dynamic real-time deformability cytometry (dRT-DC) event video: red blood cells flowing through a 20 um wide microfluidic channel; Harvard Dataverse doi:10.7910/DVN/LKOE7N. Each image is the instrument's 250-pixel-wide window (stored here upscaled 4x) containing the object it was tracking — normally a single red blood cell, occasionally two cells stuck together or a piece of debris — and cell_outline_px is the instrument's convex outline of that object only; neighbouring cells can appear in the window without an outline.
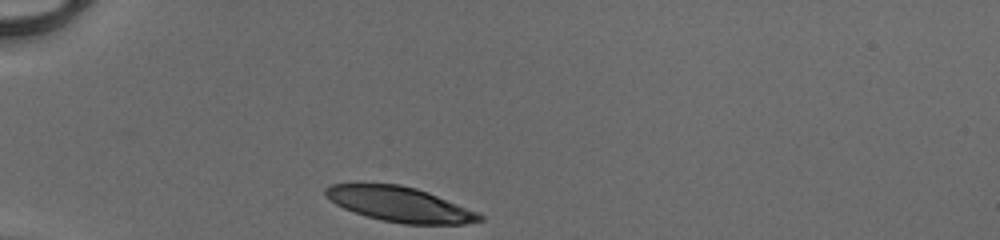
{"species": "human", "species_latin": "Homo sapiens", "temperature_condition": "cold", "stored_images_in_passage": 29, "camera_frame_rate_fps": 3000, "um_per_image_px": 0.085, "donor": {"sex": "male"}, "frame": {"image": 1, "passage_image": 1, "time_ms": 0.0, "image_size_px": [1000, 240], "cell_outline_px": [[484, 220], [464, 224], [404, 224], [380, 220], [344, 208], [336, 204], [324, 196], [324, 188], [332, 184], [400, 184], [416, 188], [428, 192], [480, 212], [484, 216]], "centroid_in_image_um": [34.03, 17.37], "position_along_channel_um": 51.0, "area_um2": 31.39}}
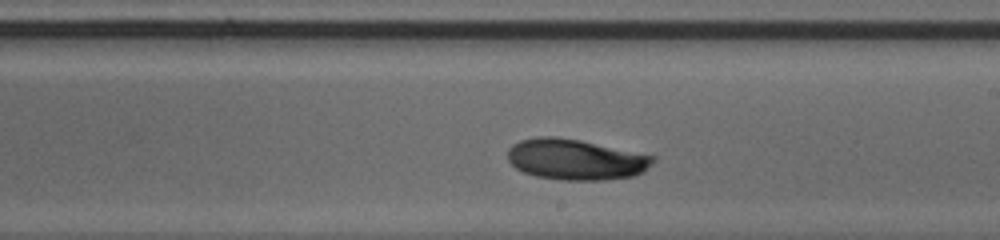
{"frame": {"image": 2, "passage_image": 17, "time_ms": 5.333, "image_size_px": [1000, 240], "cell_outline_px": [[656, 160], [644, 172], [636, 176], [604, 180], [560, 180], [536, 176], [524, 172], [516, 168], [508, 160], [508, 148], [512, 144], [520, 140], [536, 136], [556, 136], [580, 140], [656, 156]], "centroid_in_image_um": [48.95, 13.55], "position_along_channel_um": 240.1, "area_um2": 34.85}}
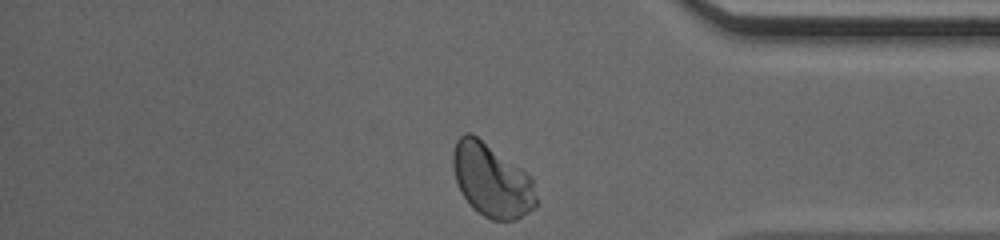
{"frame": {"image": 3, "passage_image": 29, "time_ms": 9.333, "image_size_px": [1000, 240], "cell_outline_px": [[536, 208], [516, 220], [492, 220], [484, 216], [472, 208], [464, 196], [456, 180], [452, 168], [452, 152], [456, 140], [464, 132], [472, 132], [532, 176], [536, 196]], "centroid_in_image_um": [41.79, 15.31], "position_along_channel_um": 393.4, "area_um2": 35.78}, "authors_computed_cell_mechanics": {"area_um2": 33.5818, "velocity_mm_per_s": 4.1344, "shape_relaxation_time_tau1_ms": 2.0768, "shape_relaxation_time_tau2_ms": null, "deformation_change_tau1": 0.1042, "deformation_change_tau2": null}}